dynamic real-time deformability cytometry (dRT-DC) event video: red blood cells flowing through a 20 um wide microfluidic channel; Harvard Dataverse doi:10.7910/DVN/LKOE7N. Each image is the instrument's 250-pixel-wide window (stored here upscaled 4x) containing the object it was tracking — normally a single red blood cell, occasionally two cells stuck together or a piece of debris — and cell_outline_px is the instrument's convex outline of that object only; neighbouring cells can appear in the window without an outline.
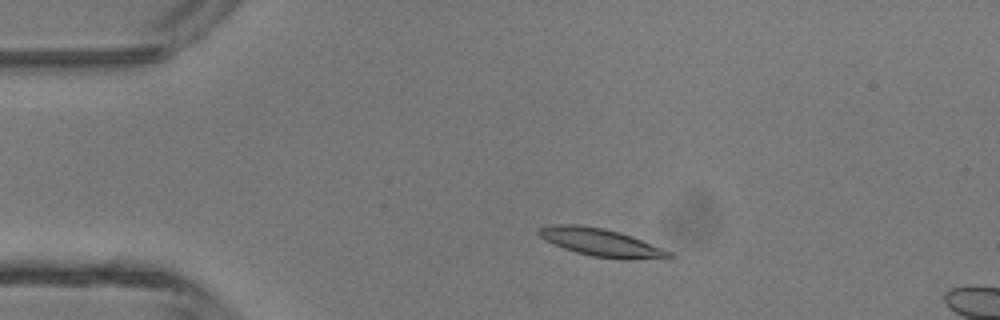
{"species": "common noctule bat (a hibernating species)", "species_latin": "Nyctalus noctula", "temperature_condition": "room temperature", "stored_images_in_passage": 4, "camera_frame_rate_fps": 3000, "um_per_image_px": 0.085, "animal": {"sex": "male", "body_mass_g": 13.3}, "frame": {"image": 1, "passage_image": 2, "time_ms": 1.0, "image_size_px": [1000, 320], "cell_outline_px": [[676, 256], [632, 260], [620, 260], [592, 256], [576, 252], [564, 248], [544, 240], [536, 232], [536, 228], [548, 224], [580, 224], [604, 228], [620, 232], [632, 236], [672, 252]], "centroid_in_image_um": [51.03, 20.59], "position_along_channel_um": 34.0, "area_um2": 21.39}}